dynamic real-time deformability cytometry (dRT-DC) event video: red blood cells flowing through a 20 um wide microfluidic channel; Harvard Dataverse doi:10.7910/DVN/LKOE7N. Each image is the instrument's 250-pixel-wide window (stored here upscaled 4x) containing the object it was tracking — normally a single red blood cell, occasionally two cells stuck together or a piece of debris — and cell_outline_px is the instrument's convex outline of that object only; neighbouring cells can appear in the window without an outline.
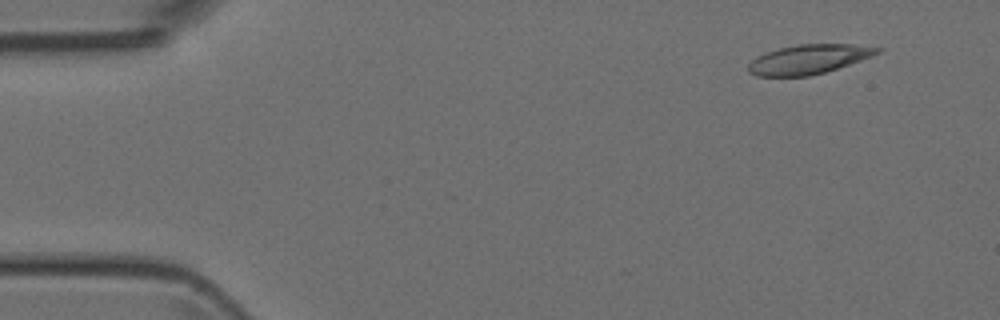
{"species": "Egyptian fruit bat (a non-hibernating species)", "species_latin": "Rousettus aegyptiacus", "temperature_condition": "room temperature", "stored_images_in_passage": 7, "camera_frame_rate_fps": 3000, "um_per_image_px": 0.085, "animal": {"sex": "female"}, "frame": {"image": 1, "passage_image": 1, "time_ms": 0.0, "image_size_px": [1000, 320], "cell_outline_px": [[884, 48], [880, 52], [872, 56], [824, 72], [808, 76], [756, 76], [748, 72], [748, 64], [756, 56], [780, 48], [800, 44], [852, 44]], "centroid_in_image_um": [68.72, 5.03], "position_along_channel_um": 16.3, "area_um2": 21.85}}
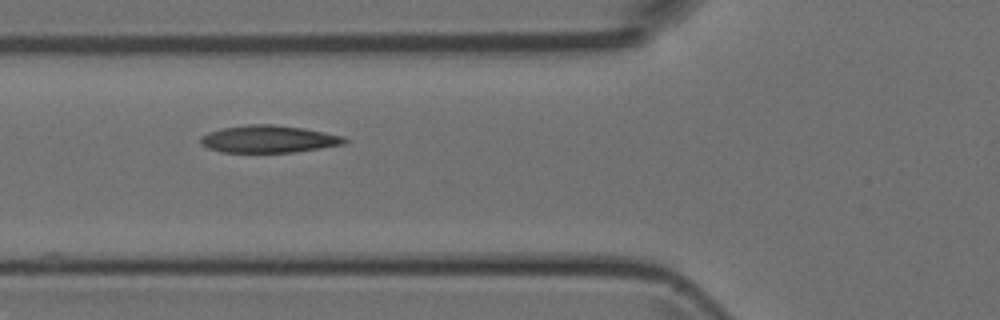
{"frame": {"image": 2, "passage_image": 5, "time_ms": 4.667, "image_size_px": [1000, 320], "cell_outline_px": [[348, 140], [344, 144], [320, 148], [292, 152], [220, 152], [208, 148], [200, 140], [200, 136], [208, 132], [224, 128], [248, 124], [272, 124], [304, 128], [344, 136]], "centroid_in_image_um": [22.84, 11.81], "position_along_channel_um": 103.0, "area_um2": 22.77}}
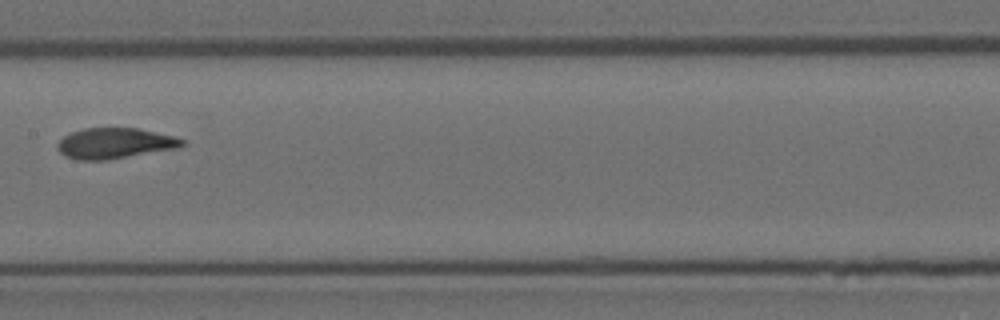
{"frame": {"image": 3, "passage_image": 7, "time_ms": 7.0, "image_size_px": [1000, 320], "cell_outline_px": [[188, 144], [180, 148], [108, 160], [80, 160], [64, 156], [56, 148], [56, 144], [64, 136], [72, 132], [84, 128], [140, 128], [172, 136], [184, 140]], "centroid_in_image_um": [9.78, 12.19], "position_along_channel_um": 197.6, "area_um2": 22.48}}